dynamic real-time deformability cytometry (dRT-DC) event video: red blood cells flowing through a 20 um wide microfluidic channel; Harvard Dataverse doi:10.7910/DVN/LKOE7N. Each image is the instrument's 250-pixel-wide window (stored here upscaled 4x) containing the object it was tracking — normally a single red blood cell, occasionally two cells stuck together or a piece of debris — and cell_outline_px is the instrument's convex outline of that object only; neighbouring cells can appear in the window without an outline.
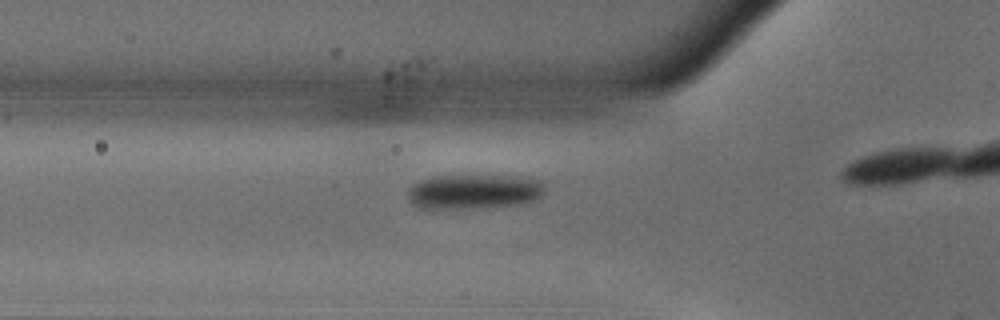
{"species": "common noctule bat (a hibernating species)", "species_latin": "Nyctalus noctula", "temperature_condition": "warm", "stored_images_in_passage": 18, "camera_frame_rate_fps": 3000, "um_per_image_px": 0.085, "animal": {"sex": "male", "body_mass_g": 18.8}, "frame": {"image": 1, "passage_image": 13, "time_ms": 4.0, "image_size_px": [1000, 320], "cell_outline_px": [[544, 192], [536, 200], [524, 204], [488, 208], [420, 208], [412, 204], [408, 196], [408, 188], [412, 184], [420, 180], [432, 176], [524, 176], [540, 180], [544, 184]], "centroid_in_image_um": [40.32, 16.29], "position_along_channel_um": 85.5, "area_um2": 28.15}}
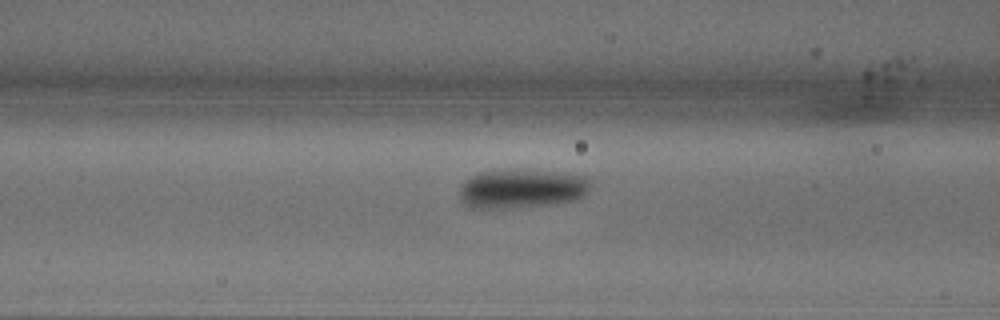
{"frame": {"image": 2, "passage_image": 16, "time_ms": 5.0, "image_size_px": [1000, 320], "cell_outline_px": [[588, 192], [584, 196], [576, 200], [552, 204], [500, 208], [468, 208], [460, 200], [460, 184], [464, 180], [480, 172], [552, 172], [584, 176], [588, 180]], "centroid_in_image_um": [44.29, 16.08], "position_along_channel_um": 122.3, "area_um2": 28.9}}